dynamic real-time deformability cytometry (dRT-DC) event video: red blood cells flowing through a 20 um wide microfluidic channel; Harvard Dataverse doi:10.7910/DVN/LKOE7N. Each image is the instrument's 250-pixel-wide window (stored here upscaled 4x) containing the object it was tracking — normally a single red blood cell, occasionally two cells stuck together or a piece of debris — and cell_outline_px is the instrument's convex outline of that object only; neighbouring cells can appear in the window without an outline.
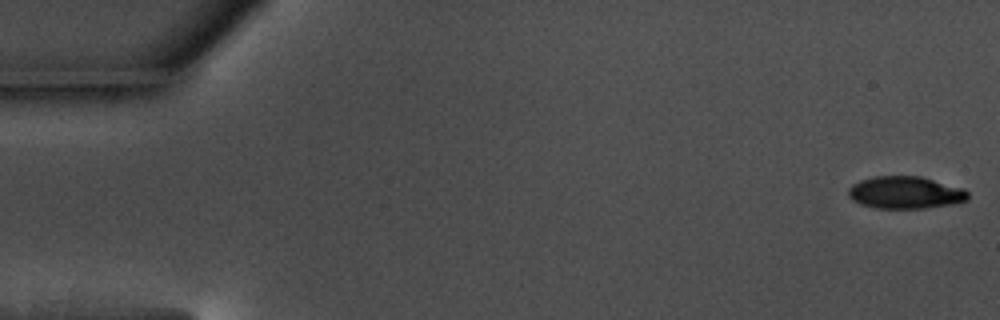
{"species": "common noctule bat (a hibernating species)", "species_latin": "Nyctalus noctula", "temperature_condition": "warm", "stored_images_in_passage": 51, "camera_frame_rate_fps": 3000, "um_per_image_px": 0.085, "animal": {"sex": "male", "body_mass_g": 17.5, "forearm_length_mm": 52.3}, "frame": {"image": 1, "passage_image": 1, "time_ms": 0.0, "image_size_px": [1000, 320], "cell_outline_px": [[968, 200], [952, 204], [924, 208], [876, 208], [860, 204], [852, 200], [848, 196], [848, 188], [852, 184], [860, 180], [876, 176], [920, 176], [964, 188], [968, 192]], "centroid_in_image_um": [76.94, 16.36], "position_along_channel_um": 8.1, "area_um2": 22.6}}
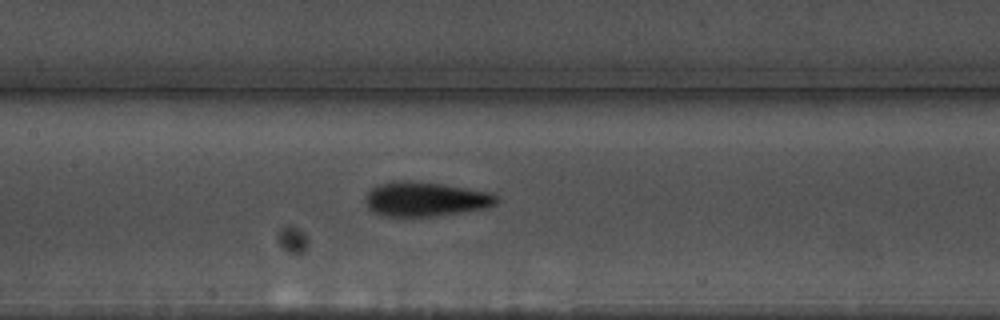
{"frame": {"image": 2, "passage_image": 27, "time_ms": 8.667, "image_size_px": [1000, 320], "cell_outline_px": [[500, 200], [496, 204], [484, 208], [436, 216], [380, 216], [372, 212], [368, 208], [364, 200], [364, 196], [372, 188], [380, 184], [400, 180], [404, 180], [444, 184], [492, 192]], "centroid_in_image_um": [36.14, 16.92], "position_along_channel_um": 171.3, "area_um2": 26.47}}
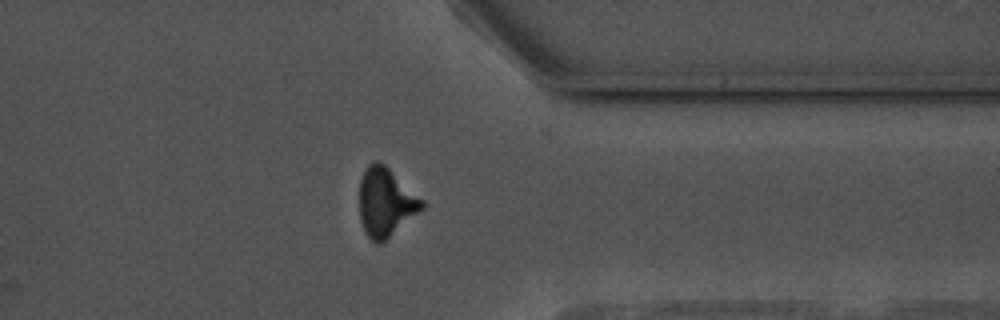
{"frame": {"image": 3, "passage_image": 45, "time_ms": 14.667, "image_size_px": [1000, 320], "cell_outline_px": [[424, 208], [380, 244], [376, 244], [368, 236], [360, 220], [360, 180], [368, 164], [376, 160], [380, 160], [424, 200]], "centroid_in_image_um": [32.79, 17.17], "position_along_channel_um": 378.6, "area_um2": 24.8}}